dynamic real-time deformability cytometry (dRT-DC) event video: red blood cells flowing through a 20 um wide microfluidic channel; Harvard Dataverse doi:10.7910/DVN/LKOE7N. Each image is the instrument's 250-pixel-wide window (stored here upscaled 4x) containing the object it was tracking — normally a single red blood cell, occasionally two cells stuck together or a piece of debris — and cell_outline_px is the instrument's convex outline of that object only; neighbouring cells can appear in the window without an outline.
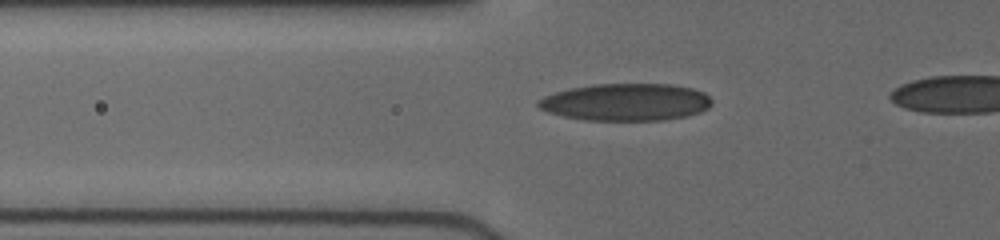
{"species": "human", "species_latin": "Homo sapiens", "temperature_condition": "cold", "stored_images_in_passage": 4, "segment_of_instrument_passage": [1, 2], "camera_frame_rate_fps": 3000, "um_per_image_px": 0.085, "donor": {"sex": "female"}, "frame": {"image": 1, "passage_image": 2, "time_ms": 0.333, "image_size_px": [1000, 240], "cell_outline_px": [[712, 104], [708, 108], [700, 112], [684, 116], [664, 120], [584, 120], [564, 116], [548, 112], [540, 108], [536, 104], [536, 100], [544, 96], [556, 92], [572, 88], [596, 84], [668, 84], [692, 88], [704, 92], [712, 100]], "centroid_in_image_um": [53.2, 8.68], "position_along_channel_um": 72.6, "area_um2": 37.57}}